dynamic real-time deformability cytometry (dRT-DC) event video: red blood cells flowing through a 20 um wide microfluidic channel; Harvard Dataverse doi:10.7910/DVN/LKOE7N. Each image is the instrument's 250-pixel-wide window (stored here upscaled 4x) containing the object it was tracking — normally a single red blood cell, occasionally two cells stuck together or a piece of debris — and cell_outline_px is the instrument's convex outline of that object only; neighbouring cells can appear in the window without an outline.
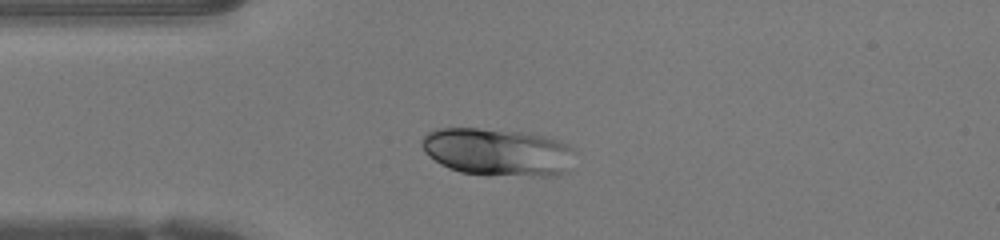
{"species": "human", "species_latin": "Homo sapiens", "temperature_condition": "warm", "stored_images_in_passage": 37, "camera_frame_rate_fps": 3000, "um_per_image_px": 0.085, "donor": {"sex": "female"}, "frame": {"image": 1, "passage_image": 1, "time_ms": 0.0, "image_size_px": [1000, 240], "cell_outline_px": [[576, 152], [568, 172], [552, 176], [484, 176], [460, 172], [448, 168], [440, 164], [424, 152], [420, 144], [420, 140], [428, 132], [436, 128], [476, 128], [524, 132], [552, 136], [568, 144]], "centroid_in_image_um": [42.33, 12.93], "position_along_channel_um": 42.7, "area_um2": 43.7}}
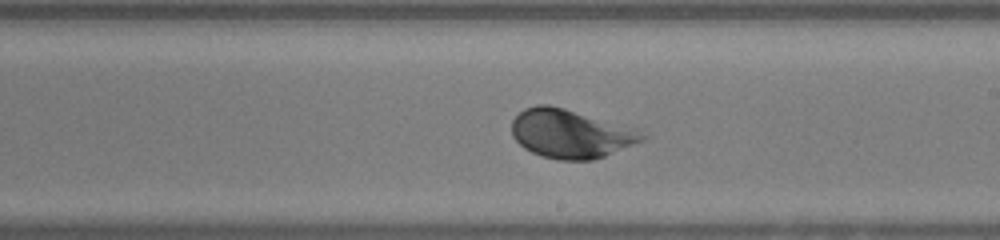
{"frame": {"image": 2, "passage_image": 16, "time_ms": 5.0, "image_size_px": [1000, 240], "cell_outline_px": [[648, 136], [644, 140], [604, 156], [592, 160], [560, 160], [540, 156], [524, 148], [512, 136], [512, 120], [524, 108], [536, 104], [548, 104], [644, 128], [648, 132]], "centroid_in_image_um": [48.6, 11.34], "position_along_channel_um": 240.4, "area_um2": 37.86}}
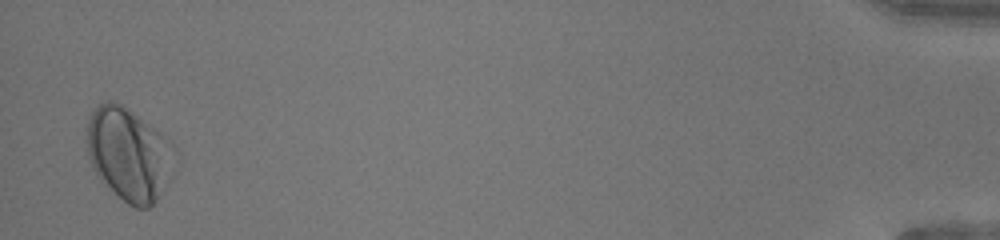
{"frame": {"image": 3, "passage_image": 36, "time_ms": 11.667, "image_size_px": [1000, 240], "cell_outline_px": [[172, 140], [156, 200], [148, 208], [136, 208], [128, 204], [100, 180], [92, 168], [88, 156], [88, 120], [92, 112], [100, 104], [108, 100], [112, 100], [120, 104], [156, 128]], "centroid_in_image_um": [10.81, 13.04], "position_along_channel_um": 424.4, "area_um2": 45.03}, "authors_computed_cell_mechanics": {"area_um2": 37.0498, "velocity_mm_per_s": 4.2418, "shape_relaxation_time_tau1_ms": 2.3297, "shape_relaxation_time_tau2_ms": null, "deformation_change_tau1": 0.1404, "deformation_change_tau2": null}}